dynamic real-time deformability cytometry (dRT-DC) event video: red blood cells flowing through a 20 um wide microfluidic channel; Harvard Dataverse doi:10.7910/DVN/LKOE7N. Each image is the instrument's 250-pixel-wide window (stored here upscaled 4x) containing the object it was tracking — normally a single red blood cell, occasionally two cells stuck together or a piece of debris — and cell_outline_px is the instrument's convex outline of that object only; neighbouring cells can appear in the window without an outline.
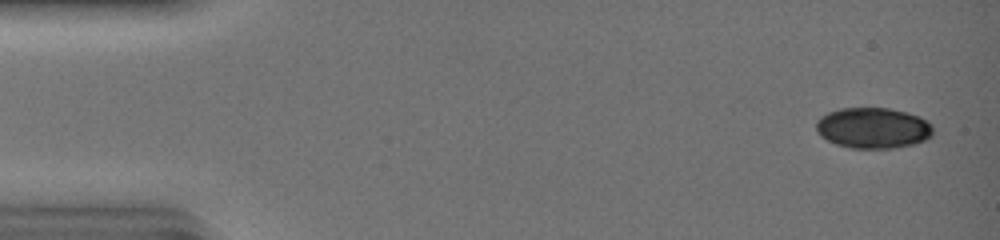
{"species": "common noctule bat (a hibernating species)", "species_latin": "Nyctalus noctula", "temperature_condition": "warm", "stored_images_in_passage": 21, "camera_frame_rate_fps": 3000, "um_per_image_px": 0.085, "animal": {"sex": "female", "body_mass_g": 19.0, "forearm_length_mm": 51.5}, "frame": {"image": 1, "passage_image": 3, "time_ms": 0.667, "image_size_px": [1000, 240], "cell_outline_px": [[932, 136], [924, 140], [912, 144], [896, 148], [848, 148], [836, 144], [820, 136], [816, 132], [816, 120], [820, 116], [828, 112], [840, 108], [888, 108], [908, 112], [920, 116], [928, 120], [932, 124]], "centroid_in_image_um": [74.2, 10.87], "position_along_channel_um": 10.8, "area_um2": 28.09}}